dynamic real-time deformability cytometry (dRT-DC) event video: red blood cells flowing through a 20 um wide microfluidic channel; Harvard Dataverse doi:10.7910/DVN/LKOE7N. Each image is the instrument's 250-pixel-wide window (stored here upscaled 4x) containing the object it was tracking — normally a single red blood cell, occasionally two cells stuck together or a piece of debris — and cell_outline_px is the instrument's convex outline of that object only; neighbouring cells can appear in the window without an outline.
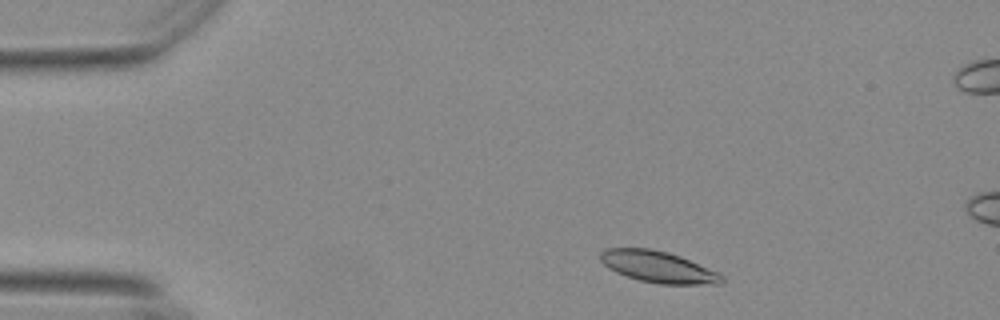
{"species": "Egyptian fruit bat (a non-hibernating species)", "species_latin": "Rousettus aegyptiacus", "temperature_condition": "warm", "stored_images_in_passage": 51, "camera_frame_rate_fps": 3000, "um_per_image_px": 0.085, "animal": {"sex": "female"}, "frame": {"image": 1, "passage_image": 4, "time_ms": 1.0, "image_size_px": [1000, 320], "cell_outline_px": [[724, 280], [720, 284], [656, 284], [640, 280], [616, 272], [608, 268], [600, 260], [600, 252], [608, 248], [652, 248], [668, 252], [680, 256], [716, 272], [724, 276]], "centroid_in_image_um": [55.92, 22.68], "position_along_channel_um": 29.1, "area_um2": 22.08}}
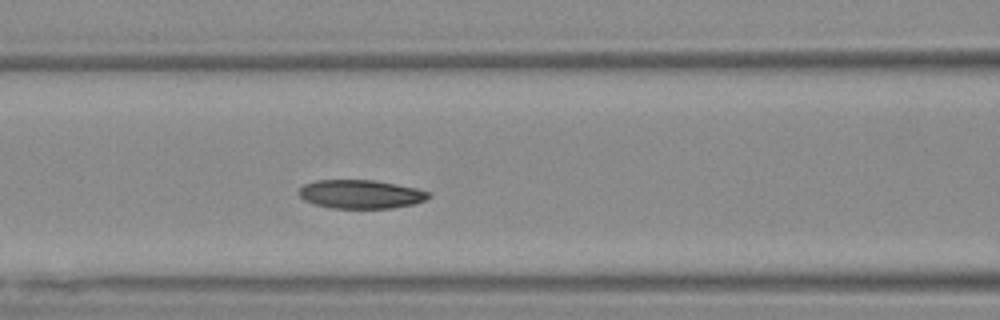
{"frame": {"image": 2, "passage_image": 18, "time_ms": 5.667, "image_size_px": [1000, 320], "cell_outline_px": [[432, 196], [424, 200], [412, 204], [392, 208], [332, 208], [316, 204], [304, 200], [300, 196], [300, 188], [304, 184], [316, 180], [372, 180], [396, 184], [416, 188], [432, 192]], "centroid_in_image_um": [30.69, 16.5], "position_along_channel_um": 135.9, "area_um2": 21.56}}
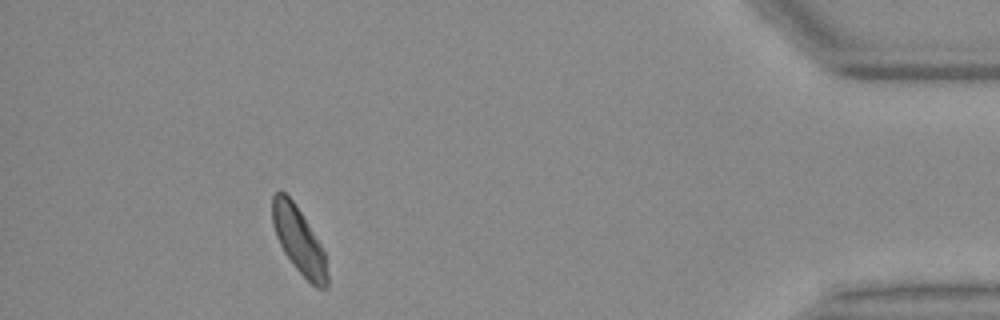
{"frame": {"image": 3, "passage_image": 45, "time_ms": 14.667, "image_size_px": [1000, 320], "cell_outline_px": [[328, 284], [324, 288], [316, 288], [296, 268], [284, 252], [276, 236], [272, 224], [272, 196], [280, 188], [292, 200], [300, 212], [320, 244], [324, 252], [328, 276]], "centroid_in_image_um": [25.38, 20.42], "position_along_channel_um": 409.8, "area_um2": 20.81}, "authors_computed_cell_mechanics": {"area_um2": 22.0796, "velocity_mm_per_s": 3.6742, "shape_relaxation_time_tau1_ms": 4.164, "shape_relaxation_time_tau2_ms": 8.1358, "deformation_change_tau1": 0.124, "deformation_change_tau2": 0.1387}}